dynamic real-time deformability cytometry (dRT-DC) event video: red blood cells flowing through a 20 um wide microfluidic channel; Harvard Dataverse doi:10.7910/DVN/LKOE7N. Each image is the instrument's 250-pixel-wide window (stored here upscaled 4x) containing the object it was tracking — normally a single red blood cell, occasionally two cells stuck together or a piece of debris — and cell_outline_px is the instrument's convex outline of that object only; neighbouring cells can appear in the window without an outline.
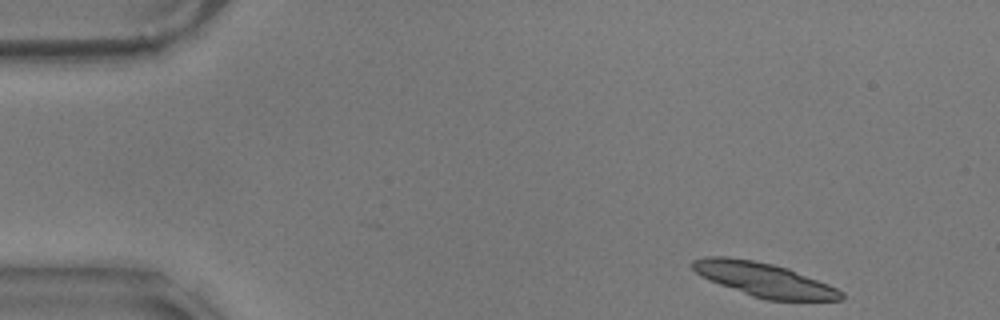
{"species": "common noctule bat (a hibernating species)", "species_latin": "Nyctalus noctula", "temperature_condition": "warm", "stored_images_in_passage": 8, "camera_frame_rate_fps": 3000, "um_per_image_px": 0.085, "animal": {"sex": "male", "body_mass_g": 17.9}, "frame": {"image": 1, "passage_image": 1, "time_ms": 0.0, "image_size_px": [1000, 320], "cell_outline_px": [[844, 296], [840, 300], [768, 300], [752, 296], [720, 284], [700, 276], [692, 268], [692, 260], [704, 256], [724, 256], [752, 260], [772, 264], [788, 268], [828, 284], [844, 292]], "centroid_in_image_um": [64.93, 23.76], "position_along_channel_um": 20.1, "area_um2": 29.13}}